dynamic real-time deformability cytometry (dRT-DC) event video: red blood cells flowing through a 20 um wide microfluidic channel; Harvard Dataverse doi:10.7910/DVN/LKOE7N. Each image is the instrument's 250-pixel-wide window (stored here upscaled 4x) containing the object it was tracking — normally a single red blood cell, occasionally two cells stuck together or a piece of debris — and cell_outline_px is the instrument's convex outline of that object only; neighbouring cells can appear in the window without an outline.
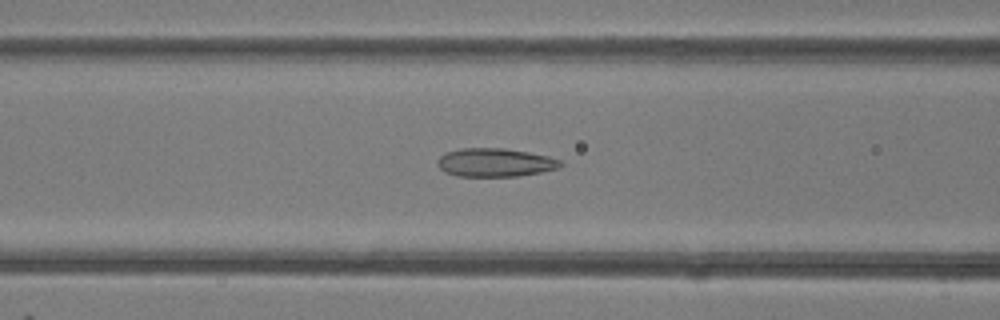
{"species": "common noctule bat (a hibernating species)", "species_latin": "Nyctalus noctula", "temperature_condition": "room temperature", "stored_images_in_passage": 49, "camera_frame_rate_fps": 3000, "um_per_image_px": 0.085, "animal": {"sex": "female"}, "frame": {"image": 1, "passage_image": 20, "time_ms": 6.333, "image_size_px": [1000, 320], "cell_outline_px": [[564, 164], [560, 168], [540, 172], [516, 176], [456, 176], [444, 172], [436, 164], [436, 160], [444, 152], [460, 148], [504, 148], [528, 152], [548, 156], [560, 160]], "centroid_in_image_um": [42.05, 13.81], "position_along_channel_um": 124.6, "area_um2": 20.58}}
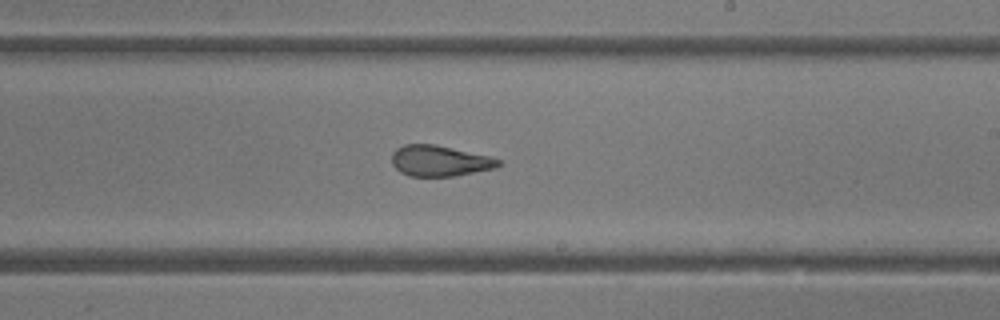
{"frame": {"image": 2, "passage_image": 29, "time_ms": 9.333, "image_size_px": [1000, 320], "cell_outline_px": [[500, 164], [496, 168], [456, 176], [408, 176], [400, 172], [392, 164], [392, 152], [396, 148], [404, 144], [436, 144], [488, 156], [500, 160]], "centroid_in_image_um": [37.34, 13.67], "position_along_channel_um": 251.7, "area_um2": 19.19}}
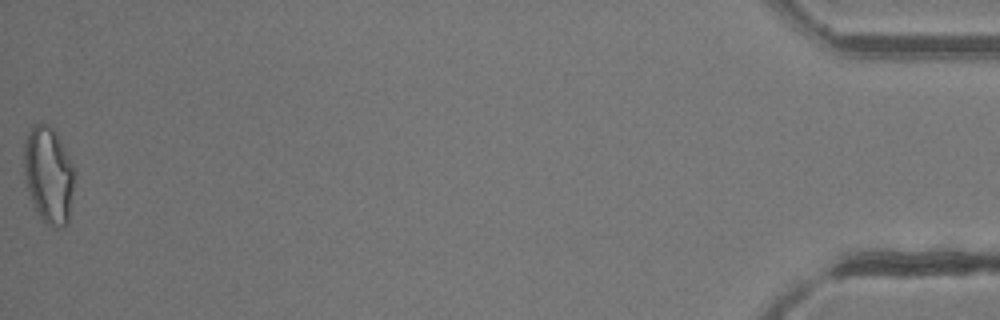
{"frame": {"image": 3, "passage_image": 49, "time_ms": 16.0, "image_size_px": [1000, 320], "cell_outline_px": [[76, 172], [68, 224], [60, 228], [52, 228], [40, 220], [32, 200], [28, 188], [24, 172], [24, 144], [28, 132], [32, 124], [48, 124], [56, 132], [76, 168]], "centroid_in_image_um": [4.17, 14.89], "position_along_channel_um": 431.0, "area_um2": 28.96}, "authors_computed_cell_mechanics": {"area_um2": 22.0218, "velocity_mm_per_s": 4.2413, "shape_relaxation_time_tau1_ms": 8.7638, "shape_relaxation_time_tau2_ms": 1.4201, "deformation_change_tau1": 0.2438, "deformation_change_tau2": 0.0948}}